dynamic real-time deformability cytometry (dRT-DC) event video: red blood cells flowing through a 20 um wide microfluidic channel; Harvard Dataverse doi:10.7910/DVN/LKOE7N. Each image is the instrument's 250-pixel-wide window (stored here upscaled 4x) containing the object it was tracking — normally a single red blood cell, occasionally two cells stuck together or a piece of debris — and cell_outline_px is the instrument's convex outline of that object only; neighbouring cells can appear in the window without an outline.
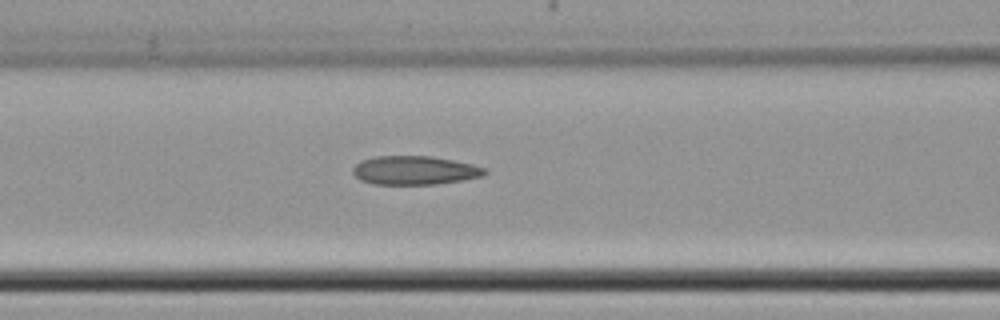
{"species": "common noctule bat (a hibernating species)", "species_latin": "Nyctalus noctula", "temperature_condition": "cold", "stored_images_in_passage": 7, "camera_frame_rate_fps": 3000, "um_per_image_px": 0.085, "animal": {"sex": "female", "body_mass_g": 22.7, "forearm_length_mm": 54.2}, "frame": {"image": 1, "passage_image": 7, "time_ms": 8.333, "image_size_px": [1000, 320], "cell_outline_px": [[488, 172], [484, 176], [464, 180], [436, 184], [372, 184], [360, 180], [352, 172], [352, 168], [360, 160], [372, 156], [432, 156], [472, 164], [484, 168]], "centroid_in_image_um": [35.23, 14.47], "position_along_channel_um": 131.4, "area_um2": 22.25}}